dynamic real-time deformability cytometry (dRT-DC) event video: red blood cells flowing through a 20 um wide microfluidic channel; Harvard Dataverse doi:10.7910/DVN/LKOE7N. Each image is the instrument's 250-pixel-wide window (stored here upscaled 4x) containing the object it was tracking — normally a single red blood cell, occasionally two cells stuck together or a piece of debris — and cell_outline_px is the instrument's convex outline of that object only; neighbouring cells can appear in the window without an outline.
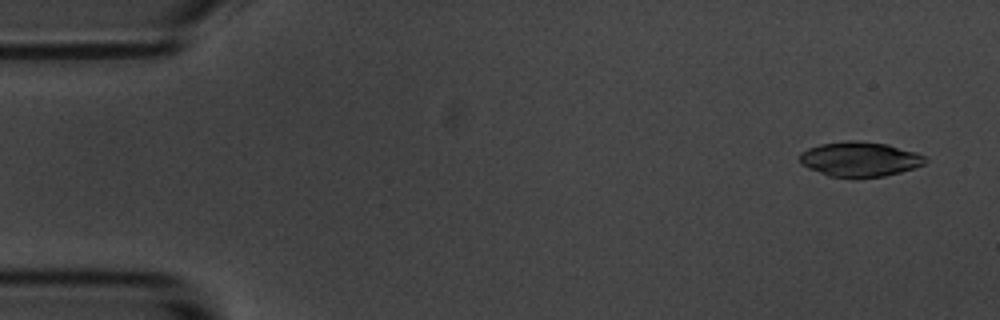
{"species": "common noctule bat (a hibernating species)", "species_latin": "Nyctalus noctula", "temperature_condition": "room temperature", "stored_images_in_passage": 53, "camera_frame_rate_fps": 3000, "um_per_image_px": 0.085, "animal": {"sex": "male", "body_mass_g": 20.1, "forearm_length_mm": 53.5}, "frame": {"image": 1, "passage_image": 1, "time_ms": 0.0, "image_size_px": [1000, 320], "cell_outline_px": [[928, 160], [924, 164], [900, 172], [884, 176], [856, 180], [852, 180], [828, 176], [808, 168], [800, 164], [800, 152], [808, 148], [820, 144], [844, 140], [860, 140], [888, 144], [916, 152], [928, 156]], "centroid_in_image_um": [73.07, 13.55], "position_along_channel_um": 11.9, "area_um2": 26.3}}
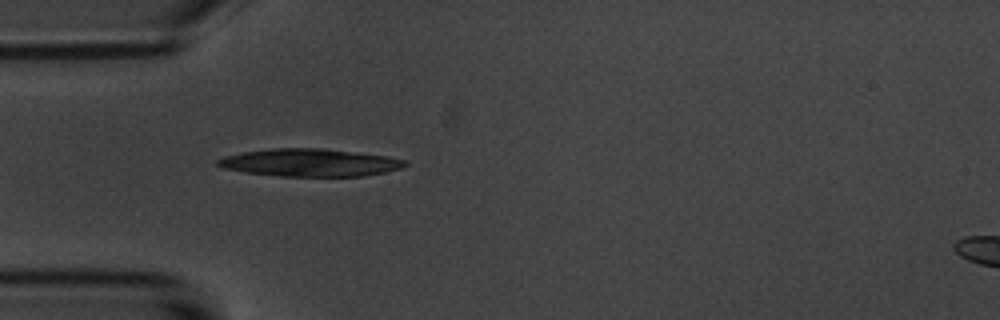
{"frame": {"image": 2, "passage_image": 14, "time_ms": 4.333, "image_size_px": [1000, 320], "cell_outline_px": [[408, 164], [400, 168], [384, 172], [364, 176], [280, 176], [248, 172], [224, 168], [216, 164], [216, 160], [224, 156], [244, 152], [272, 148], [320, 148], [388, 156], [408, 160]], "centroid_in_image_um": [26.37, 13.82], "position_along_channel_um": 58.6, "area_um2": 29.94}}
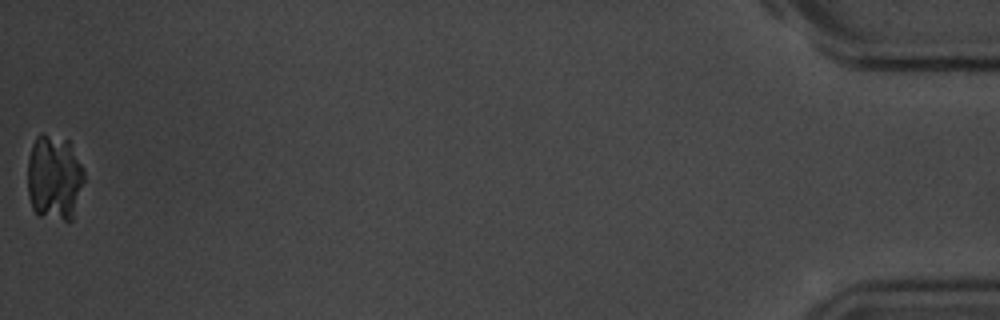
{"frame": {"image": 3, "passage_image": 53, "time_ms": 17.333, "image_size_px": [1000, 320], "cell_outline_px": [[84, 180], [72, 220], [68, 224], [40, 216], [32, 208], [28, 196], [28, 160], [32, 144], [36, 136], [40, 132], [44, 132], [68, 140], [84, 172]], "centroid_in_image_um": [4.59, 15.13], "position_along_channel_um": 430.6, "area_um2": 28.61}}